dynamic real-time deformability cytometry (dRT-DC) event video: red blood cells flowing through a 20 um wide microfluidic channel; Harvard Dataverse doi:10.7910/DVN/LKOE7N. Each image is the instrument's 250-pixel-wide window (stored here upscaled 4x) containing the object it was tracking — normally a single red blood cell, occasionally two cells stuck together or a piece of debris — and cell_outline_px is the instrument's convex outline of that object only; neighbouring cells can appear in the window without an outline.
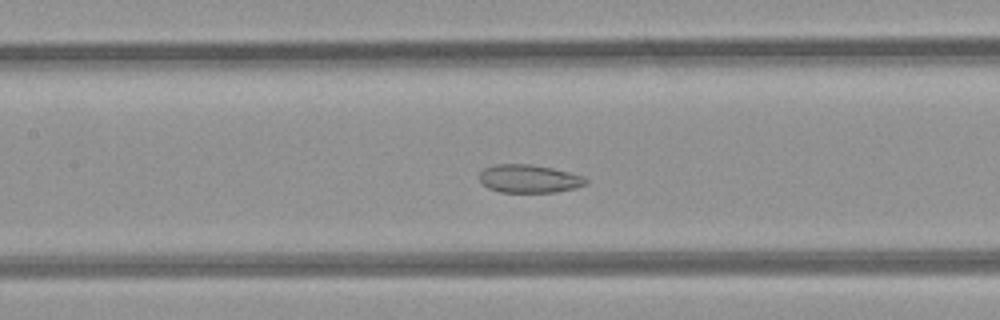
{"species": "common noctule bat (a hibernating species)", "species_latin": "Nyctalus noctula", "temperature_condition": "room temperature", "stored_images_in_passage": 47, "camera_frame_rate_fps": 3000, "um_per_image_px": 0.085, "animal": {"sex": "female", "body_mass_g": 21.9}, "frame": {"image": 1, "passage_image": 21, "time_ms": 6.667, "image_size_px": [1000, 320], "cell_outline_px": [[588, 184], [576, 188], [556, 192], [500, 192], [488, 188], [480, 180], [480, 172], [484, 168], [492, 164], [532, 164], [552, 168], [584, 176], [588, 180]], "centroid_in_image_um": [44.99, 15.19], "position_along_channel_um": 162.4, "area_um2": 17.57}}
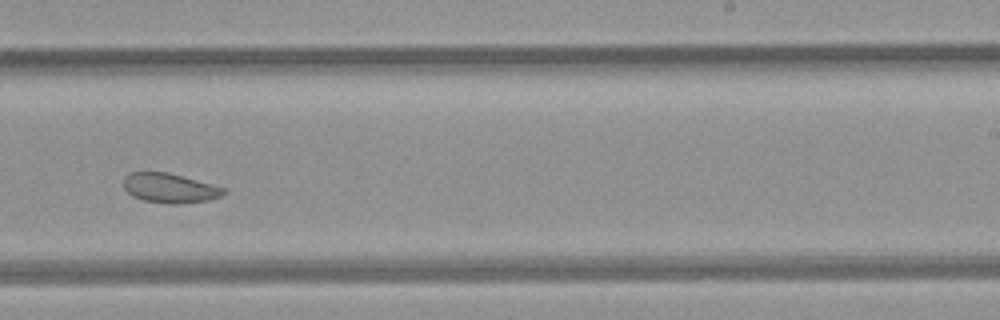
{"frame": {"image": 2, "passage_image": 29, "time_ms": 9.333, "image_size_px": [1000, 320], "cell_outline_px": [[228, 192], [220, 196], [208, 200], [180, 204], [168, 204], [144, 200], [132, 196], [124, 188], [124, 176], [128, 172], [168, 172], [212, 184], [224, 188]], "centroid_in_image_um": [14.42, 15.98], "position_along_channel_um": 274.6, "area_um2": 17.28}}
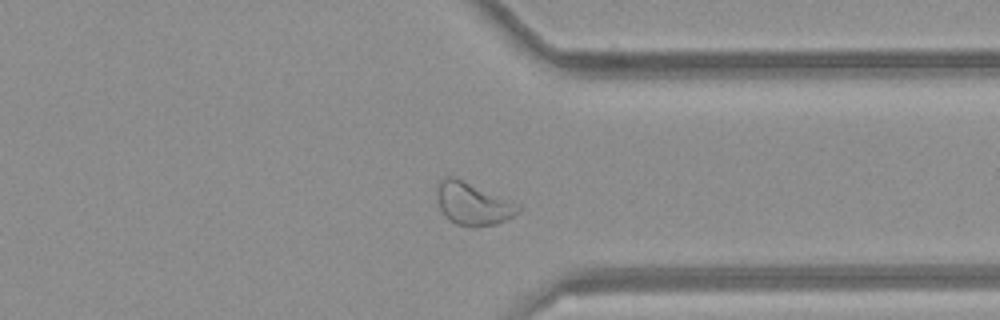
{"frame": {"image": 3, "passage_image": 36, "time_ms": 11.667, "image_size_px": [1000, 320], "cell_outline_px": [[520, 212], [496, 224], [476, 228], [468, 228], [456, 224], [448, 220], [444, 216], [436, 200], [436, 184], [444, 176], [456, 176], [520, 204]], "centroid_in_image_um": [40.15, 17.31], "position_along_channel_um": 371.3, "area_um2": 20.87}, "authors_computed_cell_mechanics": {"area_um2": 21.9062, "velocity_mm_per_s": 4.2238, "shape_relaxation_time_tau1_ms": null, "shape_relaxation_time_tau2_ms": 2.5529, "deformation_change_tau1": null, "deformation_change_tau2": 0.0822}}